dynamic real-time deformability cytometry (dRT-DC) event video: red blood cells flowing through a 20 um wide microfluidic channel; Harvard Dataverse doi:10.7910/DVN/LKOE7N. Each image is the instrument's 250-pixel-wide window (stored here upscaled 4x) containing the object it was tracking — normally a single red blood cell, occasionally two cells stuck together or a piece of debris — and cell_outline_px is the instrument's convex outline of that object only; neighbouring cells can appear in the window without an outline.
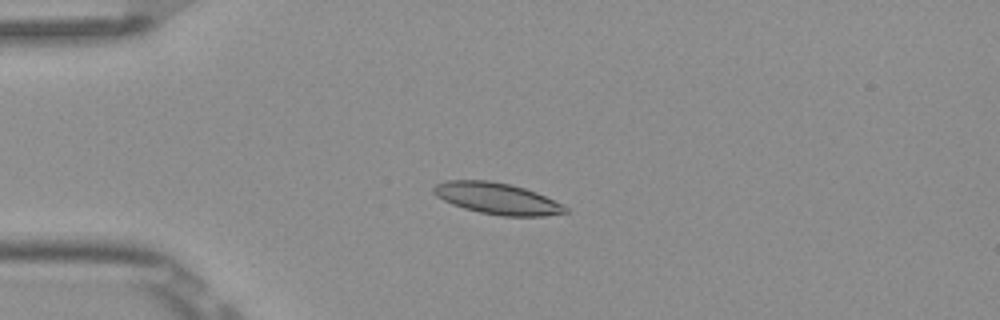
{"species": "Egyptian fruit bat (a non-hibernating species)", "species_latin": "Rousettus aegyptiacus", "temperature_condition": "room temperature", "stored_images_in_passage": 9, "camera_frame_rate_fps": 3000, "um_per_image_px": 0.085, "frame": {"image": 1, "passage_image": 3, "time_ms": 0.667, "image_size_px": [1000, 320], "cell_outline_px": [[568, 212], [544, 216], [500, 216], [480, 212], [464, 208], [452, 204], [436, 196], [432, 192], [432, 188], [436, 184], [444, 180], [488, 180], [512, 184], [536, 192], [564, 204], [568, 208]], "centroid_in_image_um": [42.26, 16.86], "position_along_channel_um": 42.7, "area_um2": 24.28}}
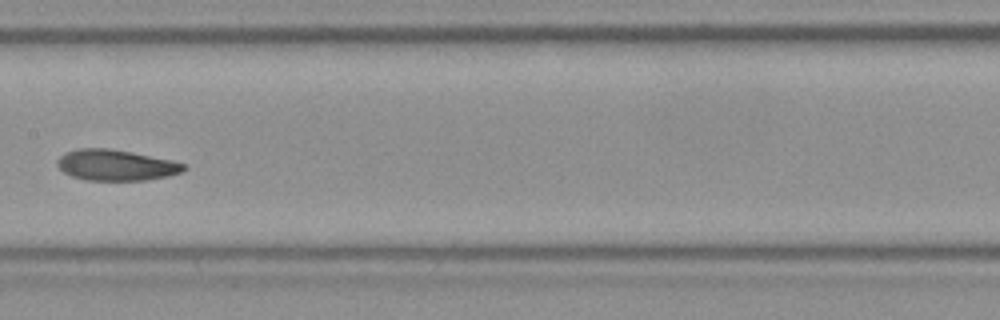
{"frame": {"image": 2, "passage_image": 7, "time_ms": 2.0, "image_size_px": [1000, 320], "cell_outline_px": [[188, 168], [180, 172], [164, 176], [144, 180], [88, 180], [72, 176], [64, 172], [56, 164], [56, 160], [64, 152], [76, 148], [108, 148], [132, 152], [172, 160], [184, 164]], "centroid_in_image_um": [9.81, 14.02], "position_along_channel_um": 197.6, "area_um2": 22.66}}
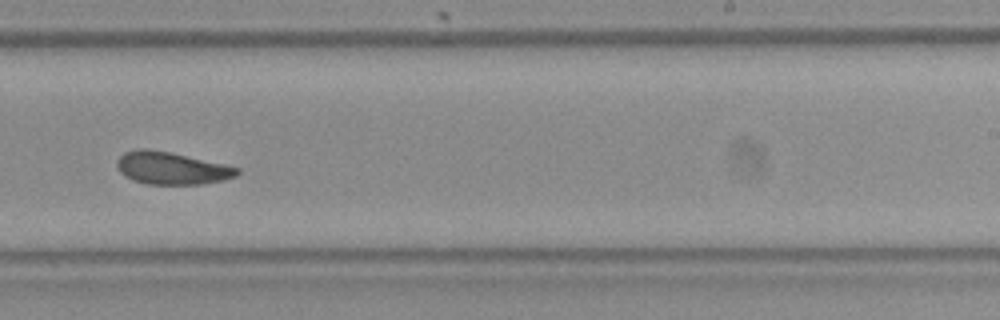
{"frame": {"image": 3, "passage_image": 9, "time_ms": 2.667, "image_size_px": [1000, 320], "cell_outline_px": [[240, 172], [236, 176], [224, 180], [200, 184], [148, 184], [132, 180], [124, 176], [120, 172], [116, 164], [116, 160], [124, 152], [136, 148], [148, 148], [168, 152], [224, 164], [240, 168]], "centroid_in_image_um": [14.55, 14.29], "position_along_channel_um": 274.4, "area_um2": 22.72}}